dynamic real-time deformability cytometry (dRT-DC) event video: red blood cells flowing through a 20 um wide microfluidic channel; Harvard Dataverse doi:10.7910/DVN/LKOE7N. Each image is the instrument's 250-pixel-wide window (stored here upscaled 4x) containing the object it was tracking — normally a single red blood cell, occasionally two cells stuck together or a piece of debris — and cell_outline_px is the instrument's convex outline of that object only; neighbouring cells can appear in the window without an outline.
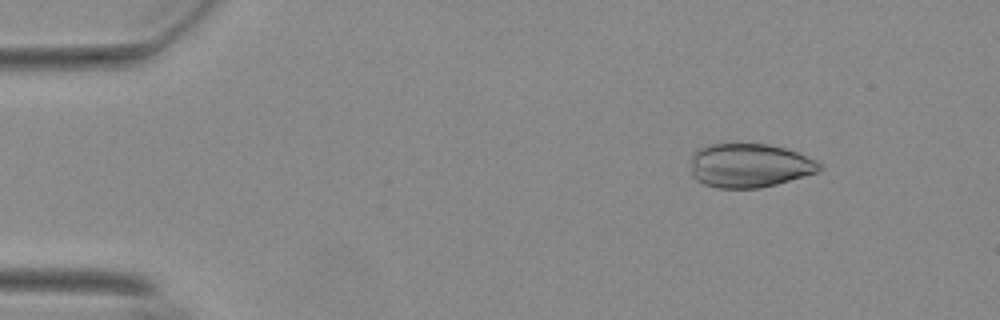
{"species": "Egyptian fruit bat (a non-hibernating species)", "species_latin": "Rousettus aegyptiacus", "temperature_condition": "warm", "stored_images_in_passage": 53, "camera_frame_rate_fps": 3000, "um_per_image_px": 0.085, "animal": {"sex": "female"}, "frame": {"image": 1, "passage_image": 7, "time_ms": 2.0, "image_size_px": [1000, 320], "cell_outline_px": [[824, 168], [820, 172], [776, 184], [760, 188], [720, 188], [704, 184], [696, 180], [692, 176], [692, 156], [700, 148], [708, 144], [768, 144], [784, 148], [796, 152], [816, 160]], "centroid_in_image_um": [63.73, 14.07], "position_along_channel_um": 21.3, "area_um2": 32.95}}
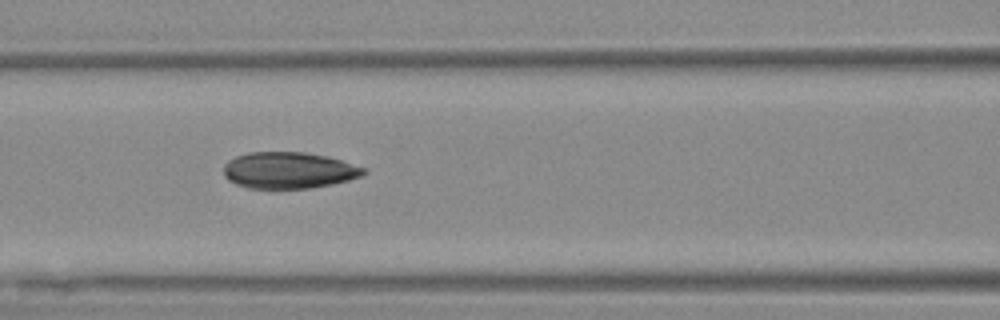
{"frame": {"image": 2, "passage_image": 24, "time_ms": 7.667, "image_size_px": [1000, 320], "cell_outline_px": [[368, 172], [360, 176], [348, 180], [332, 184], [312, 188], [248, 188], [236, 184], [228, 180], [224, 176], [224, 164], [228, 160], [236, 156], [248, 152], [304, 152], [328, 156], [368, 168]], "centroid_in_image_um": [24.56, 14.47], "position_along_channel_um": 142.0, "area_um2": 29.94}}
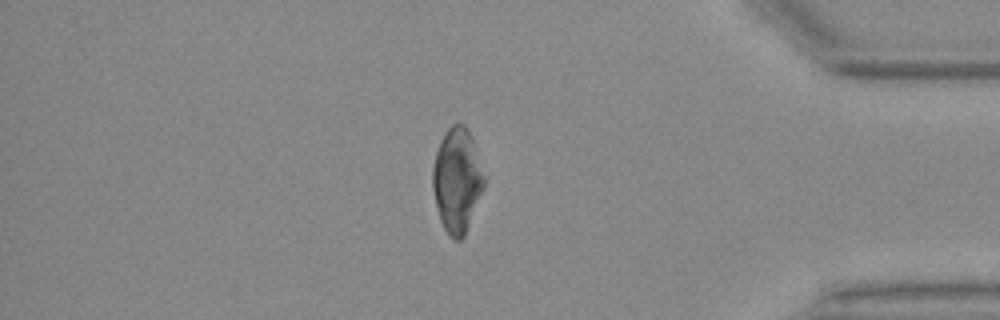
{"frame": {"image": 3, "passage_image": 47, "time_ms": 15.333, "image_size_px": [1000, 320], "cell_outline_px": [[484, 188], [464, 236], [460, 240], [452, 240], [448, 236], [440, 220], [432, 188], [432, 168], [436, 152], [440, 140], [444, 132], [452, 124], [464, 124], [468, 128], [472, 136], [484, 176]], "centroid_in_image_um": [38.84, 15.31], "position_along_channel_um": 396.4, "area_um2": 31.33}}